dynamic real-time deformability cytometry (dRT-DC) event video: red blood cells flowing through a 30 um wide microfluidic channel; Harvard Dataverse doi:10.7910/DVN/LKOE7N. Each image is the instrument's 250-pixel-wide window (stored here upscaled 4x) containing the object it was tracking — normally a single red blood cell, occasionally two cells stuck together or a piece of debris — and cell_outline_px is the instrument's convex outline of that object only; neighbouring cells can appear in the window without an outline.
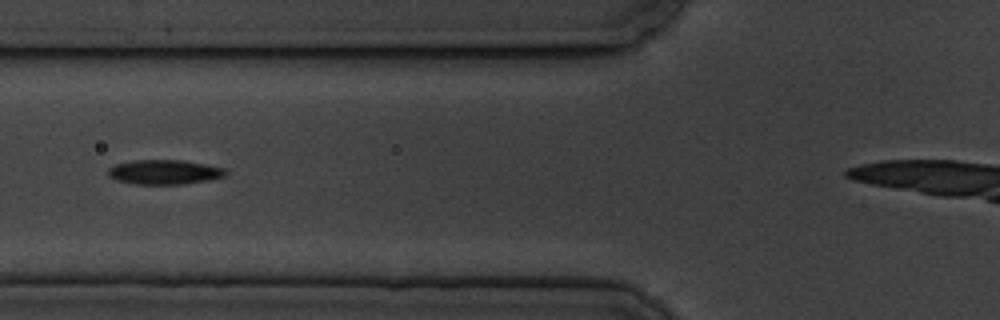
{"species": "common noctule bat (a hibernating species)", "species_latin": "Nyctalus noctula", "temperature_condition": "cold", "stored_images_in_passage": 14, "camera_frame_rate_fps": 3000, "um_per_image_px": 0.085, "animal": {"sex": "male", "body_mass_g": 19.5, "forearm_length_mm": 54.6}, "frame": {"image": 1, "passage_image": 6, "time_ms": 6.667, "image_size_px": [1000, 320], "cell_outline_px": [[232, 172], [224, 176], [208, 180], [184, 184], [136, 184], [116, 180], [108, 176], [108, 168], [116, 164], [132, 160], [180, 160], [228, 168]], "centroid_in_image_um": [14.02, 14.62], "position_along_channel_um": 111.8, "area_um2": 16.99}}
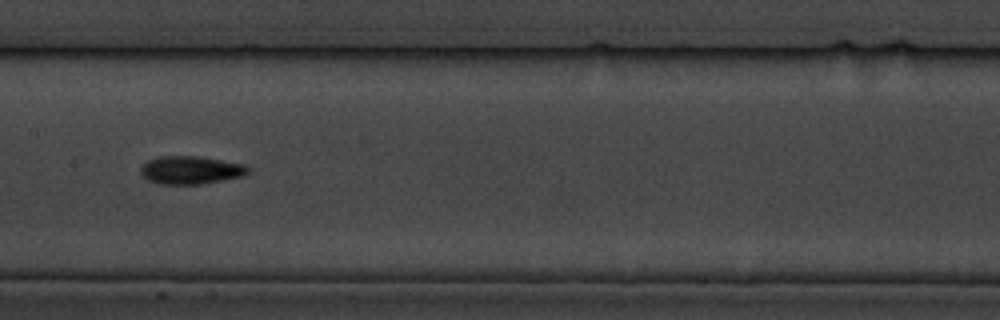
{"frame": {"image": 2, "passage_image": 8, "time_ms": 9.0, "image_size_px": [1000, 320], "cell_outline_px": [[248, 172], [244, 176], [200, 184], [160, 184], [148, 180], [140, 172], [140, 168], [148, 160], [160, 156], [196, 156], [244, 164], [248, 168]], "centroid_in_image_um": [16.19, 14.46], "position_along_channel_um": 191.2, "area_um2": 17.34}}
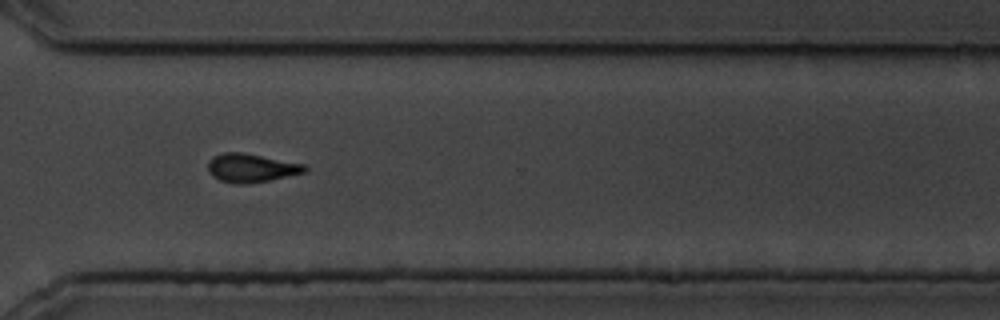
{"frame": {"image": 3, "passage_image": 12, "time_ms": 13.667, "image_size_px": [1000, 320], "cell_outline_px": [[308, 168], [304, 172], [268, 180], [248, 184], [236, 184], [220, 180], [212, 176], [208, 172], [208, 160], [212, 156], [224, 152], [240, 152], [304, 164]], "centroid_in_image_um": [21.29, 14.27], "position_along_channel_um": 349.3, "area_um2": 15.95}}